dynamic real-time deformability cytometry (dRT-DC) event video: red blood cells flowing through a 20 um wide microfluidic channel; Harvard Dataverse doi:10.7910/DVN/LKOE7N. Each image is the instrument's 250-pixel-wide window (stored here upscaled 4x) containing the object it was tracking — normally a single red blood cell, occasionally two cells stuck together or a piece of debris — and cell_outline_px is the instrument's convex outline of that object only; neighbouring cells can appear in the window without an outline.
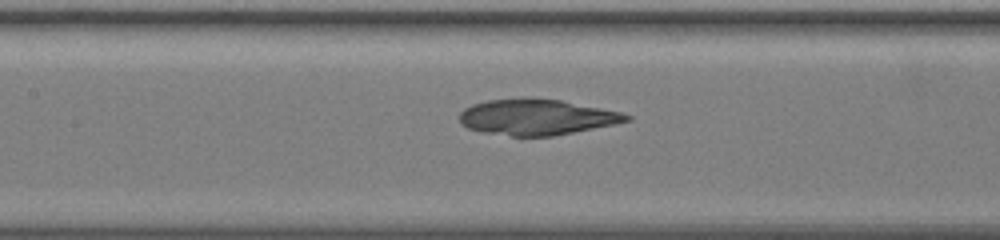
{"species": "common noctule bat (a hibernating species)", "species_latin": "Nyctalus noctula", "temperature_condition": "warm", "stored_images_in_passage": 63, "camera_frame_rate_fps": 3000, "um_per_image_px": 0.085, "animal": {"sex": "female", "body_mass_g": 19.5, "forearm_length_mm": 54.1}, "frame": {"image": 1, "passage_image": 32, "time_ms": 10.333, "image_size_px": [1000, 240], "cell_outline_px": [[632, 120], [616, 124], [552, 136], [512, 136], [480, 132], [468, 128], [460, 124], [460, 112], [464, 108], [472, 104], [488, 100], [524, 96], [560, 100], [620, 112], [632, 116]], "centroid_in_image_um": [45.58, 9.94], "position_along_channel_um": 161.8, "area_um2": 35.14}}
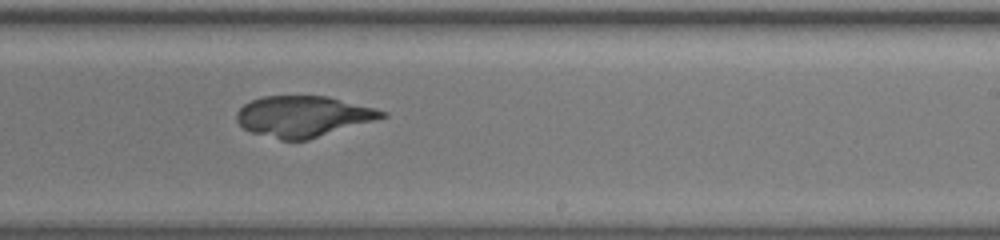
{"frame": {"image": 2, "passage_image": 41, "time_ms": 13.333, "image_size_px": [1000, 240], "cell_outline_px": [[388, 116], [308, 140], [280, 140], [252, 132], [244, 128], [236, 120], [236, 112], [244, 104], [252, 100], [264, 96], [328, 96], [376, 108], [388, 112]], "centroid_in_image_um": [25.78, 9.89], "position_along_channel_um": 263.2, "area_um2": 34.56}}
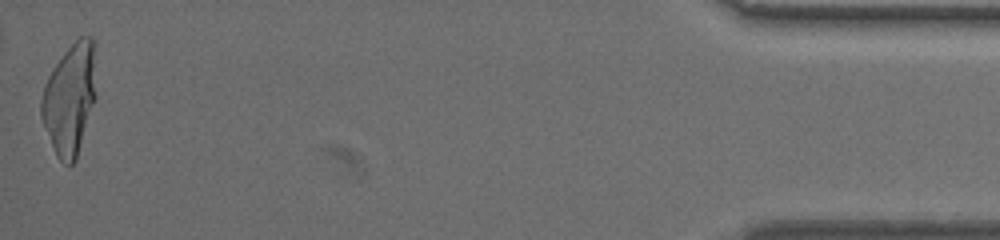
{"frame": {"image": 3, "passage_image": 63, "time_ms": 20.667, "image_size_px": [1000, 240], "cell_outline_px": [[96, 96], [76, 160], [72, 164], [64, 164], [56, 156], [40, 116], [40, 100], [44, 84], [48, 76], [64, 52], [80, 36], [92, 36]], "centroid_in_image_um": [5.91, 8.44], "position_along_channel_um": 429.3, "area_um2": 35.14}}